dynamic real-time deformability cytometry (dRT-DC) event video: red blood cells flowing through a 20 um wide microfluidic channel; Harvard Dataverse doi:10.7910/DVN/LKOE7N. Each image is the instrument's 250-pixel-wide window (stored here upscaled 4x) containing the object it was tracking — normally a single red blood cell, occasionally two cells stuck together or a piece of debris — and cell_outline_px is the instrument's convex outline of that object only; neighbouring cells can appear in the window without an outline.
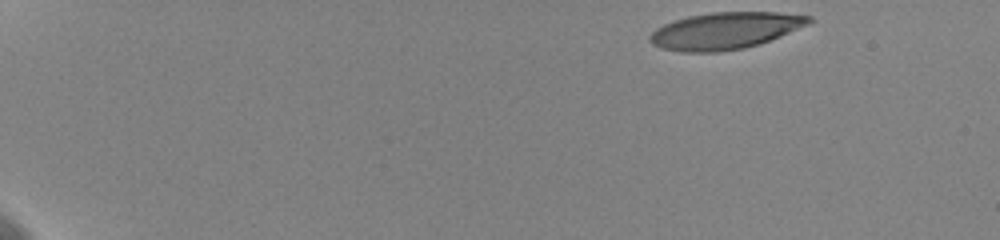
{"species": "human", "species_latin": "Homo sapiens", "temperature_condition": "cold", "stored_images_in_passage": 45, "camera_frame_rate_fps": 3000, "um_per_image_px": 0.085, "donor": {"sex": "female"}, "frame": {"image": 1, "passage_image": 1, "time_ms": 0.0, "image_size_px": [1000, 240], "cell_outline_px": [[816, 20], [812, 24], [760, 44], [744, 48], [716, 52], [680, 52], [660, 48], [652, 44], [648, 40], [648, 36], [656, 28], [664, 24], [688, 16], [712, 12], [776, 12], [812, 16]], "centroid_in_image_um": [61.68, 2.61], "position_along_channel_um": 23.3, "area_um2": 34.51}}
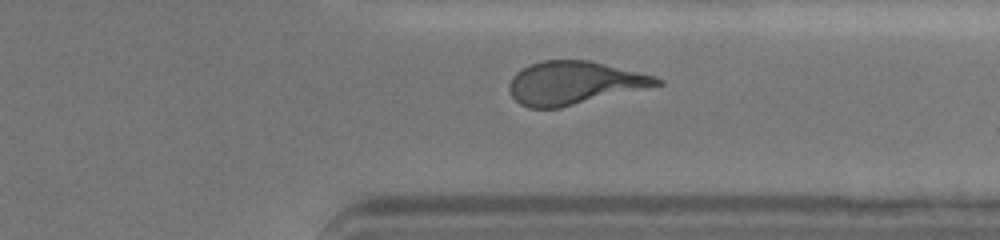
{"frame": {"image": 2, "passage_image": 41, "time_ms": 13.333, "image_size_px": [1000, 240], "cell_outline_px": [[664, 84], [560, 108], [528, 108], [520, 104], [508, 92], [508, 84], [512, 76], [516, 72], [532, 64], [544, 60], [588, 60], [656, 76], [664, 80]], "centroid_in_image_um": [48.79, 7.06], "position_along_channel_um": 362.6, "area_um2": 37.05}}
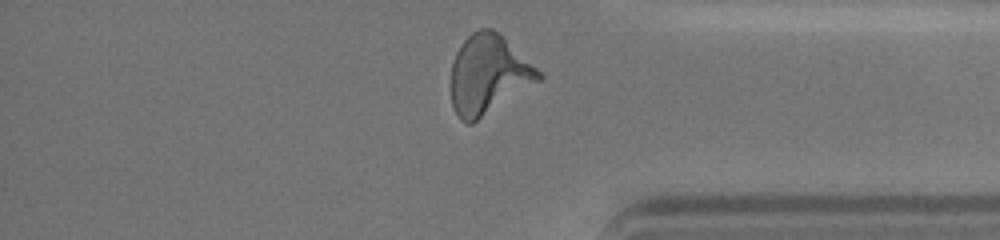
{"frame": {"image": 3, "passage_image": 44, "time_ms": 14.333, "image_size_px": [1000, 240], "cell_outline_px": [[544, 76], [540, 80], [472, 124], [468, 124], [460, 120], [452, 104], [452, 60], [456, 52], [464, 40], [472, 32], [480, 28], [492, 28], [536, 68]], "centroid_in_image_um": [41.48, 6.36], "position_along_channel_um": 393.7, "area_um2": 39.54}, "authors_computed_cell_mechanics": {"area_um2": 37.1654, "velocity_mm_per_s": 3.5957, "shape_relaxation_time_tau1_ms": 5.8484, "shape_relaxation_time_tau2_ms": 1.5518, "deformation_change_tau1": 0.2278, "deformation_change_tau2": 0.119}}